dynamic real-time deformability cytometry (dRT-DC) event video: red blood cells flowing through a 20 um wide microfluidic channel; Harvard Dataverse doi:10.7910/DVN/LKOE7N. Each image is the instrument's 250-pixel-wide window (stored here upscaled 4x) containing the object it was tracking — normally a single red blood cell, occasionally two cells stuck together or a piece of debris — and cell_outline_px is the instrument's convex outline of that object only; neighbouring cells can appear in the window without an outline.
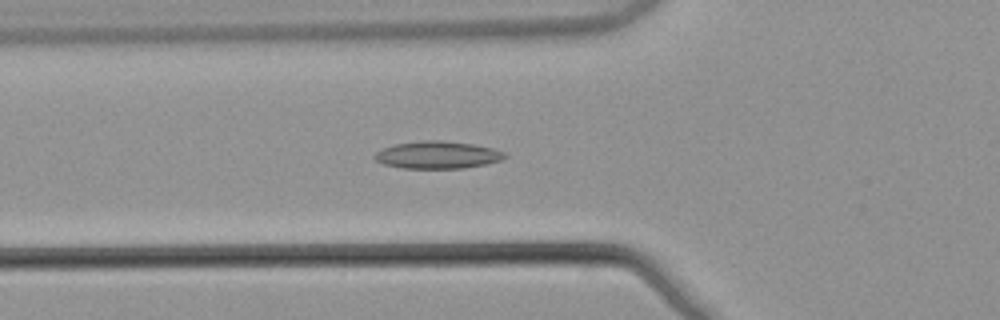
{"species": "common noctule bat (a hibernating species)", "species_latin": "Nyctalus noctula", "temperature_condition": "warm", "stored_images_in_passage": 54, "camera_frame_rate_fps": 3000, "um_per_image_px": 0.085, "animal": {"sex": "male", "body_mass_g": 21.5, "forearm_length_mm": 52.0}, "frame": {"image": 1, "passage_image": 20, "time_ms": 6.333, "image_size_px": [1000, 320], "cell_outline_px": [[508, 156], [500, 160], [484, 164], [464, 168], [404, 168], [384, 164], [376, 160], [372, 156], [380, 148], [396, 144], [424, 140], [444, 140], [472, 144], [492, 148], [504, 152]], "centroid_in_image_um": [37.16, 13.16], "position_along_channel_um": 88.6, "area_um2": 20.69}}
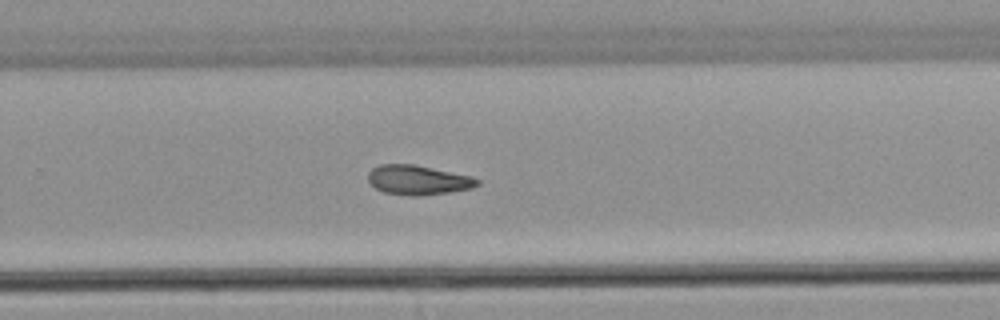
{"frame": {"image": 2, "passage_image": 36, "time_ms": 11.667, "image_size_px": [1000, 320], "cell_outline_px": [[480, 184], [472, 188], [452, 192], [420, 196], [416, 196], [384, 192], [376, 188], [368, 180], [368, 172], [372, 168], [380, 164], [412, 164], [468, 176], [480, 180]], "centroid_in_image_um": [35.52, 15.31], "position_along_channel_um": 294.3, "area_um2": 18.55}}
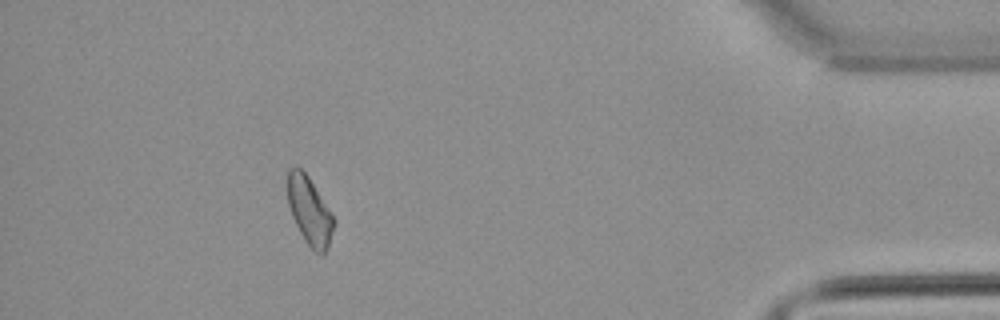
{"frame": {"image": 3, "passage_image": 49, "time_ms": 16.0, "image_size_px": [1000, 320], "cell_outline_px": [[336, 224], [324, 256], [320, 256], [304, 240], [292, 216], [288, 204], [288, 168], [300, 168], [308, 176], [336, 220]], "centroid_in_image_um": [26.33, 17.97], "position_along_channel_um": 408.9, "area_um2": 18.15}}